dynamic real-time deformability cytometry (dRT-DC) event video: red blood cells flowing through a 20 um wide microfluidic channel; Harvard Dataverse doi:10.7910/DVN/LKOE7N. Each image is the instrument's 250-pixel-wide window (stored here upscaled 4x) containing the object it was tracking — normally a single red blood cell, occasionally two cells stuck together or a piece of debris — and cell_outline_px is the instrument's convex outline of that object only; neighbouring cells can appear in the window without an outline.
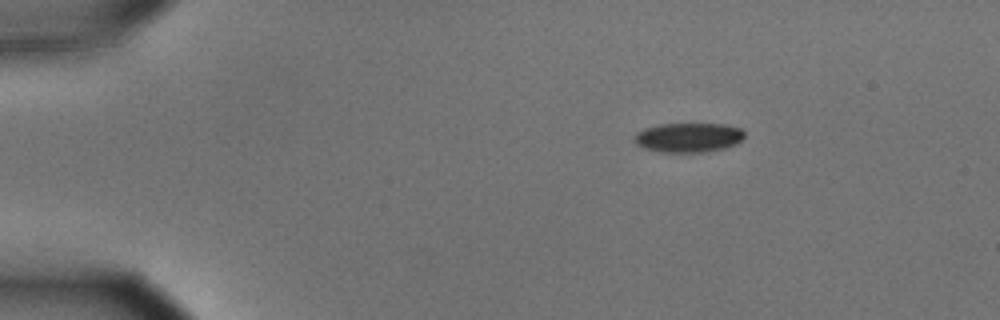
{"species": "common noctule bat (a hibernating species)", "species_latin": "Nyctalus noctula", "temperature_condition": "cold", "stored_images_in_passage": 39, "camera_frame_rate_fps": 3000, "um_per_image_px": 0.085, "animal": {"sex": "male", "body_mass_g": 15.6}, "frame": {"image": 1, "passage_image": 1, "time_ms": 0.0, "image_size_px": [1000, 320], "cell_outline_px": [[744, 136], [736, 144], [724, 148], [704, 152], [660, 152], [644, 148], [636, 144], [636, 132], [644, 128], [660, 124], [724, 124], [740, 128], [744, 132]], "centroid_in_image_um": [58.52, 11.69], "position_along_channel_um": 26.5, "area_um2": 18.79}}
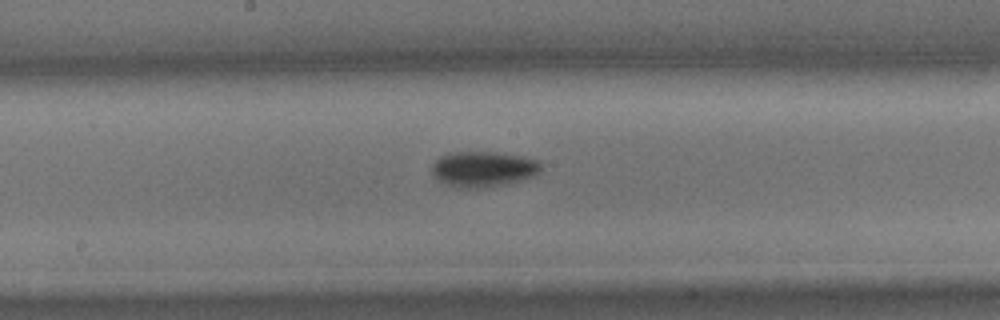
{"frame": {"image": 2, "passage_image": 22, "time_ms": 7.0, "image_size_px": [1000, 320], "cell_outline_px": [[540, 172], [532, 176], [520, 180], [504, 184], [476, 188], [456, 188], [444, 184], [432, 172], [432, 164], [440, 156], [452, 152], [496, 152], [524, 156], [540, 160]], "centroid_in_image_um": [41.08, 14.36], "position_along_channel_um": 207.1, "area_um2": 22.54}}
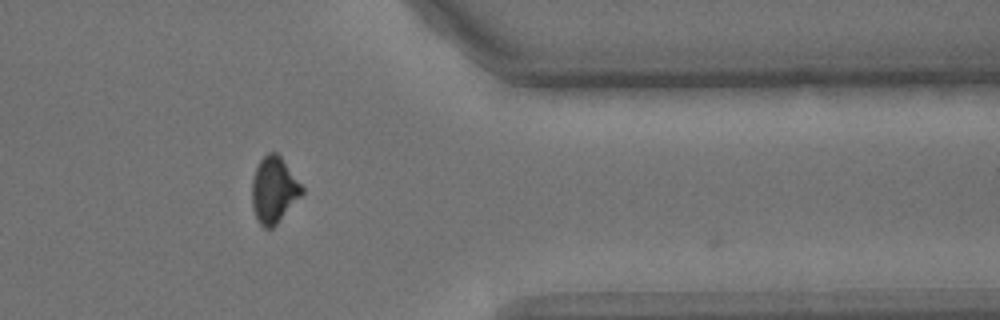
{"frame": {"image": 3, "passage_image": 38, "time_ms": 12.333, "image_size_px": [1000, 320], "cell_outline_px": [[304, 192], [276, 224], [272, 228], [264, 228], [256, 220], [252, 208], [252, 180], [256, 164], [268, 152], [276, 152], [280, 156], [304, 188]], "centroid_in_image_um": [23.25, 16.14], "position_along_channel_um": 388.1, "area_um2": 19.19}}